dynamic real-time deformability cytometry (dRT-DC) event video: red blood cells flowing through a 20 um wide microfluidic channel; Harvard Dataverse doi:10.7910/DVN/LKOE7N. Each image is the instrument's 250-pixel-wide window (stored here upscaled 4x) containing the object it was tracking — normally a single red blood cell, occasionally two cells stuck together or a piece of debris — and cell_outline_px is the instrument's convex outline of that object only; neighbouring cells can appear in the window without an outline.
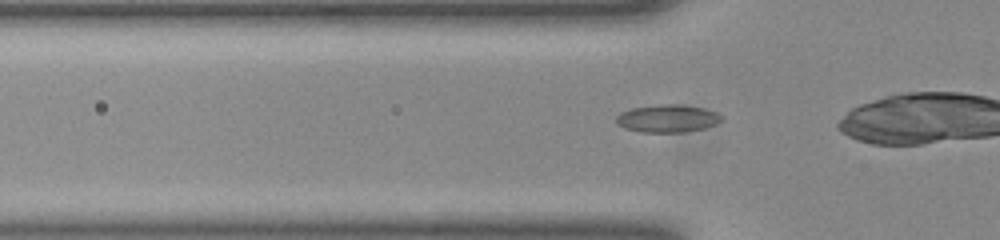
{"species": "common noctule bat (a hibernating species)", "species_latin": "Nyctalus noctula", "temperature_condition": "room temperature", "stored_images_in_passage": 26, "camera_frame_rate_fps": 3000, "um_per_image_px": 0.085, "animal": {"sex": "female", "body_mass_g": 23.0, "forearm_length_mm": 53.4}, "frame": {"image": 1, "passage_image": 3, "time_ms": 0.667, "image_size_px": [1000, 240], "cell_outline_px": [[724, 120], [716, 124], [704, 128], [684, 132], [644, 132], [624, 128], [616, 120], [616, 116], [620, 112], [632, 108], [660, 104], [680, 104], [704, 108], [716, 112]], "centroid_in_image_um": [56.76, 10.06], "position_along_channel_um": 69.0, "area_um2": 16.94}}
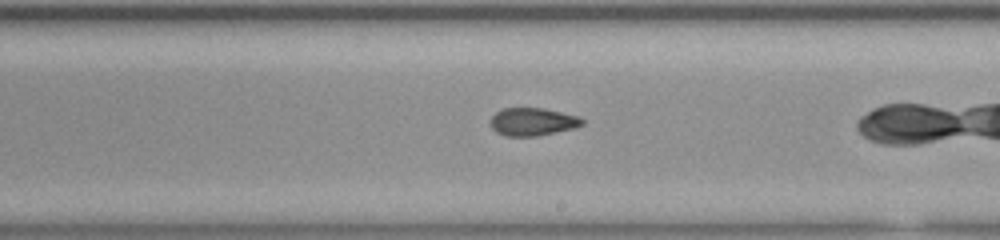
{"frame": {"image": 2, "passage_image": 16, "time_ms": 5.0, "image_size_px": [1000, 240], "cell_outline_px": [[584, 124], [572, 128], [536, 136], [508, 136], [496, 132], [492, 128], [492, 116], [496, 112], [504, 108], [544, 108], [580, 116], [584, 120]], "centroid_in_image_um": [45.3, 10.34], "position_along_channel_um": 243.7, "area_um2": 14.74}}
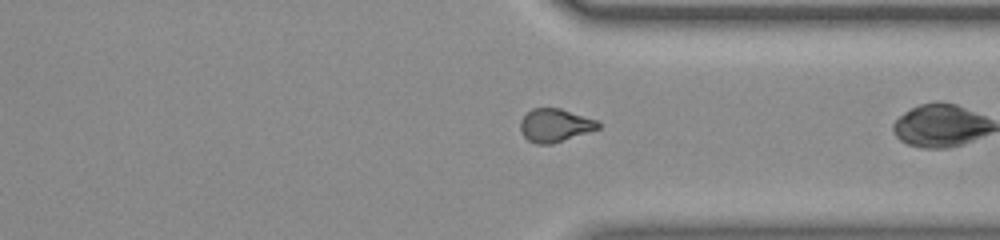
{"frame": {"image": 3, "passage_image": 25, "time_ms": 8.0, "image_size_px": [1000, 240], "cell_outline_px": [[600, 128], [552, 144], [536, 144], [528, 140], [524, 136], [520, 128], [520, 120], [532, 108], [560, 108], [600, 120]], "centroid_in_image_um": [47.2, 10.64], "position_along_channel_um": 364.2, "area_um2": 15.14}}